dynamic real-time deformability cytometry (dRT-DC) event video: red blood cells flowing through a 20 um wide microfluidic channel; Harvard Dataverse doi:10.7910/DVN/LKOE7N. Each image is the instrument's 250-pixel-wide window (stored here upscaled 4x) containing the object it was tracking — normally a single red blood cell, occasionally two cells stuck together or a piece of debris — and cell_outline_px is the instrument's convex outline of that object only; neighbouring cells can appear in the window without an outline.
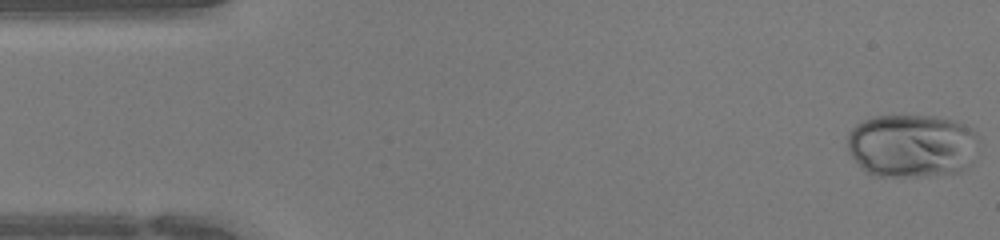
{"species": "human", "species_latin": "Homo sapiens", "temperature_condition": "warm", "stored_images_in_passage": 44, "camera_frame_rate_fps": 3000, "um_per_image_px": 0.085, "donor": {"sex": "female"}, "frame": {"image": 1, "passage_image": 1, "time_ms": 0.0, "image_size_px": [1000, 240], "cell_outline_px": [[980, 140], [972, 160], [968, 168], [960, 172], [924, 176], [876, 176], [864, 172], [860, 168], [848, 152], [848, 132], [856, 124], [872, 116], [936, 116], [952, 120], [976, 132]], "centroid_in_image_um": [77.49, 12.4], "position_along_channel_um": 7.5, "area_um2": 49.07}}
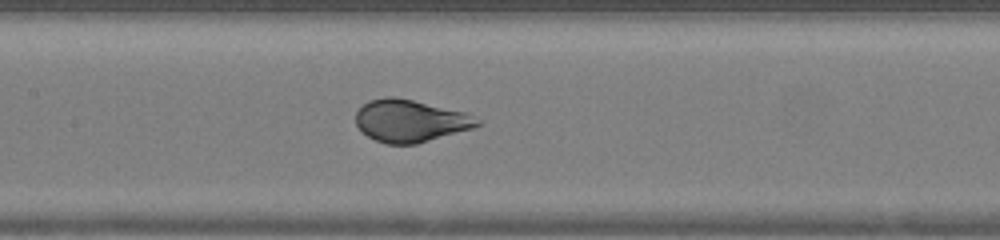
{"frame": {"image": 2, "passage_image": 20, "time_ms": 6.333, "image_size_px": [1000, 240], "cell_outline_px": [[480, 124], [472, 128], [416, 144], [384, 144], [368, 136], [356, 124], [356, 112], [368, 100], [384, 96], [392, 96], [412, 100], [464, 112], [480, 120]], "centroid_in_image_um": [34.83, 10.27], "position_along_channel_um": 172.6, "area_um2": 29.59}}
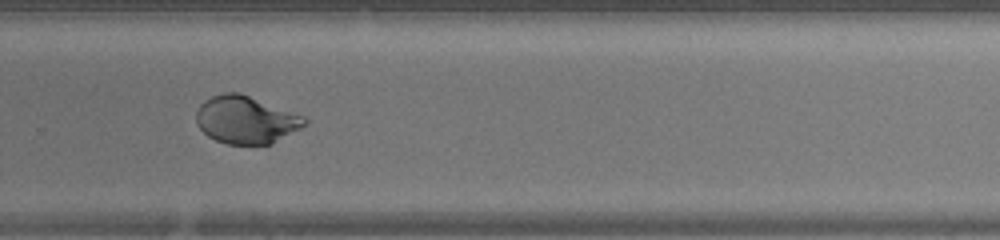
{"frame": {"image": 3, "passage_image": 29, "time_ms": 9.333, "image_size_px": [1000, 240], "cell_outline_px": [[308, 120], [300, 128], [272, 144], [228, 144], [216, 140], [208, 136], [196, 124], [196, 112], [200, 104], [204, 100], [212, 96], [224, 92], [240, 92], [304, 116]], "centroid_in_image_um": [20.88, 10.17], "position_along_channel_um": 308.9, "area_um2": 30.0}}